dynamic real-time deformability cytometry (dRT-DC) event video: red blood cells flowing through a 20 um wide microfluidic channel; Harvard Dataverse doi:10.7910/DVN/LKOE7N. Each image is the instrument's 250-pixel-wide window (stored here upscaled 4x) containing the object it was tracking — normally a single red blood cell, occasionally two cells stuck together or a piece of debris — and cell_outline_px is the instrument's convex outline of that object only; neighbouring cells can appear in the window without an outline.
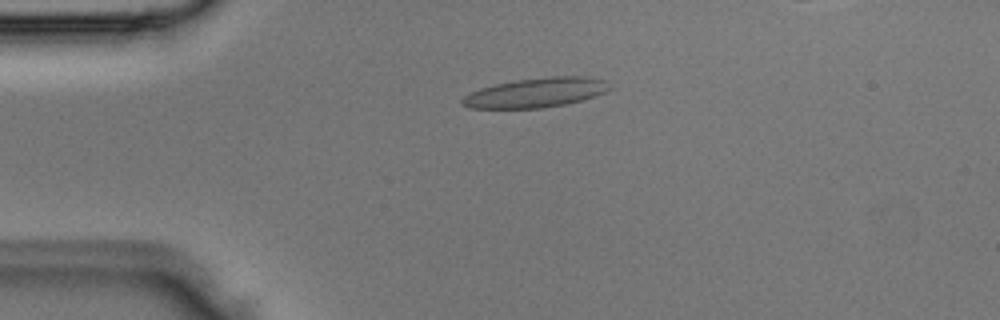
{"species": "Egyptian fruit bat (a non-hibernating species)", "species_latin": "Rousettus aegyptiacus", "temperature_condition": "room temperature", "stored_images_in_passage": 2, "camera_frame_rate_fps": 3000, "um_per_image_px": 0.085, "animal": {"sex": "male"}, "frame": {"image": 1, "passage_image": 1, "time_ms": 0.0, "image_size_px": [1000, 320], "cell_outline_px": [[612, 88], [608, 92], [596, 96], [564, 104], [540, 108], [468, 108], [460, 104], [460, 100], [464, 96], [480, 88], [496, 84], [516, 80], [552, 76], [584, 76], [608, 80]], "centroid_in_image_um": [45.6, 7.87], "position_along_channel_um": 39.4, "area_um2": 25.49}}